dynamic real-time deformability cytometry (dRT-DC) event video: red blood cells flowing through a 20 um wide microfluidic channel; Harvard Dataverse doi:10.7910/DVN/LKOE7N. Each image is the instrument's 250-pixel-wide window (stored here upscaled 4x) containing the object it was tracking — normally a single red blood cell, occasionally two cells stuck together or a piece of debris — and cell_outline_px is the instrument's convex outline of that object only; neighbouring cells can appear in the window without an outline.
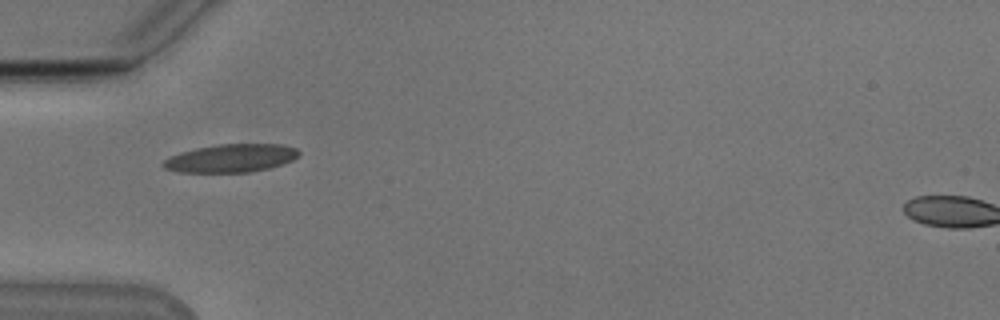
{"species": "Egyptian fruit bat (a non-hibernating species)", "species_latin": "Rousettus aegyptiacus", "temperature_condition": "cold", "stored_images_in_passage": 32, "camera_frame_rate_fps": 3000, "um_per_image_px": 0.085, "animal": {"sex": "male"}, "frame": {"image": 1, "passage_image": 1, "time_ms": 0.0, "image_size_px": [1000, 320], "cell_outline_px": [[300, 156], [292, 160], [268, 168], [248, 172], [180, 172], [164, 168], [160, 164], [164, 160], [180, 152], [196, 148], [220, 144], [280, 144], [296, 148], [300, 152]], "centroid_in_image_um": [19.63, 13.44], "position_along_channel_um": 65.4, "area_um2": 22.08}}
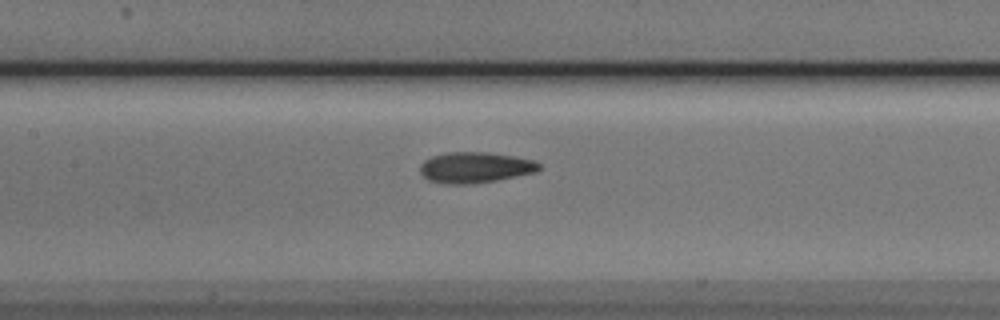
{"frame": {"image": 2, "passage_image": 9, "time_ms": 2.667, "image_size_px": [1000, 320], "cell_outline_px": [[540, 168], [536, 172], [496, 180], [472, 184], [444, 184], [428, 180], [420, 172], [420, 164], [424, 160], [432, 156], [448, 152], [484, 152], [512, 156], [532, 160], [540, 164]], "centroid_in_image_um": [40.34, 14.24], "position_along_channel_um": 167.1, "area_um2": 21.27}}
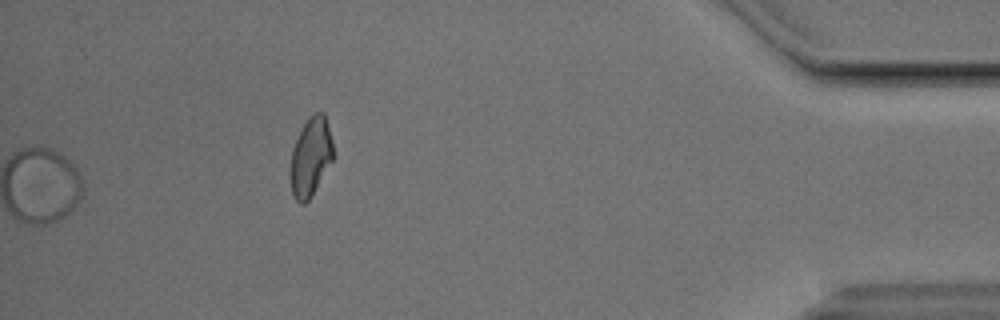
{"frame": {"image": 3, "passage_image": 32, "time_ms": 10.333, "image_size_px": [1000, 320], "cell_outline_px": [[332, 160], [308, 200], [304, 204], [300, 204], [292, 196], [288, 172], [292, 148], [308, 116], [316, 112], [324, 112], [332, 140]], "centroid_in_image_um": [26.35, 13.34], "position_along_channel_um": 408.8, "area_um2": 19.59}, "authors_computed_cell_mechanics": {"area_um2": 21.1837, "velocity_mm_per_s": 3.8444, "shape_relaxation_time_tau1_ms": 4.1244, "shape_relaxation_time_tau2_ms": 2.2773, "deformation_change_tau1": 0.1635, "deformation_change_tau2": 0.0961}}